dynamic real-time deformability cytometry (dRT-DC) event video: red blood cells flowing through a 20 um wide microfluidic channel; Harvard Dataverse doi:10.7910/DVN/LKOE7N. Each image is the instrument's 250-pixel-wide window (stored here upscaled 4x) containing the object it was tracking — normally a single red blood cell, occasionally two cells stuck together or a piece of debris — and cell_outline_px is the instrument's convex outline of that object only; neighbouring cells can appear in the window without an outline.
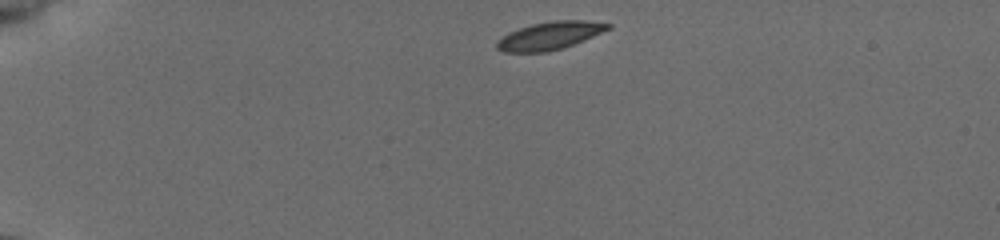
{"species": "common noctule bat (a hibernating species)", "species_latin": "Nyctalus noctula", "temperature_condition": "cold", "stored_images_in_passage": 43, "camera_frame_rate_fps": 3000, "um_per_image_px": 0.085, "animal": {"sex": "female", "body_mass_g": 19.5, "forearm_length_mm": 54.1}, "frame": {"image": 1, "passage_image": 1, "time_ms": 0.0, "image_size_px": [1000, 240], "cell_outline_px": [[612, 28], [584, 40], [564, 48], [548, 52], [504, 52], [496, 48], [496, 44], [508, 32], [532, 24], [552, 20], [584, 20], [612, 24]], "centroid_in_image_um": [46.77, 3.03], "position_along_channel_um": 38.2, "area_um2": 18.03}}
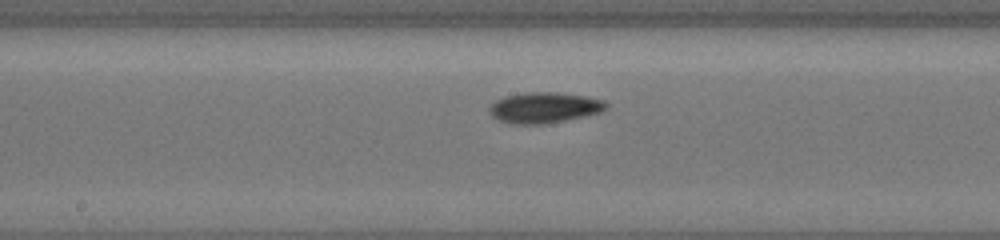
{"frame": {"image": 2, "passage_image": 19, "time_ms": 6.0, "image_size_px": [1000, 240], "cell_outline_px": [[608, 108], [600, 112], [584, 116], [564, 120], [540, 124], [512, 124], [500, 120], [492, 116], [488, 112], [488, 108], [496, 100], [504, 96], [528, 92], [556, 92], [584, 96], [604, 100], [608, 104]], "centroid_in_image_um": [46.25, 9.14], "position_along_channel_um": 201.9, "area_um2": 20.81}}
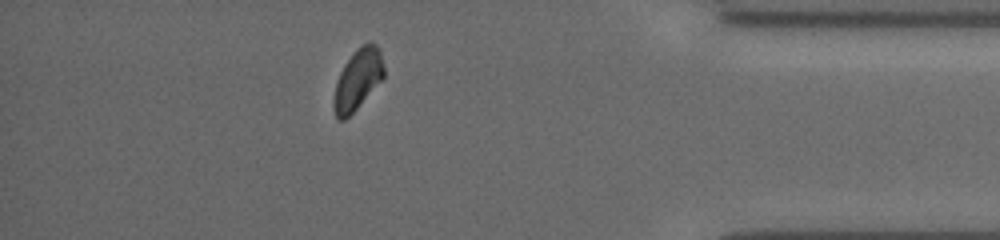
{"frame": {"image": 3, "passage_image": 37, "time_ms": 12.0, "image_size_px": [1000, 240], "cell_outline_px": [[384, 76], [356, 108], [344, 120], [340, 120], [336, 116], [332, 104], [332, 100], [336, 84], [340, 72], [344, 64], [356, 48], [368, 40], [372, 40], [380, 48], [384, 68]], "centroid_in_image_um": [30.4, 6.68], "position_along_channel_um": 404.8, "area_um2": 17.63}, "authors_computed_cell_mechanics": {"area_um2": 18.8428, "velocity_mm_per_s": 3.8332, "shape_relaxation_time_tau1_ms": 1.8145, "shape_relaxation_time_tau2_ms": null, "deformation_change_tau1": 0.1022, "deformation_change_tau2": null}}